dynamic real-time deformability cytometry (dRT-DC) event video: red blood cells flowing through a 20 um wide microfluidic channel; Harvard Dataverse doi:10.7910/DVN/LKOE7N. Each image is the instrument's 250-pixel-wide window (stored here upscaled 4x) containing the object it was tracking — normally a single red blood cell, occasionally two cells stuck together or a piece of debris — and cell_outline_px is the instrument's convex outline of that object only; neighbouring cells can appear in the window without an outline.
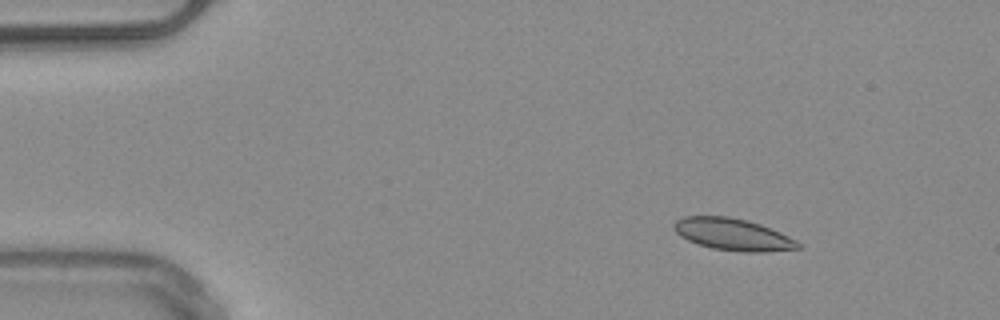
{"species": "common noctule bat (a hibernating species)", "species_latin": "Nyctalus noctula", "temperature_condition": "warm", "stored_images_in_passage": 4, "camera_frame_rate_fps": 3000, "um_per_image_px": 0.085, "animal": {"sex": "male", "body_mass_g": 20.4}, "frame": {"image": 1, "passage_image": 2, "time_ms": 1.333, "image_size_px": [1000, 320], "cell_outline_px": [[804, 248], [764, 252], [744, 252], [712, 248], [688, 240], [680, 236], [672, 228], [672, 224], [676, 220], [684, 216], [728, 216], [748, 220], [760, 224], [780, 232], [796, 240]], "centroid_in_image_um": [62.3, 19.92], "position_along_channel_um": 22.7, "area_um2": 23.18}}